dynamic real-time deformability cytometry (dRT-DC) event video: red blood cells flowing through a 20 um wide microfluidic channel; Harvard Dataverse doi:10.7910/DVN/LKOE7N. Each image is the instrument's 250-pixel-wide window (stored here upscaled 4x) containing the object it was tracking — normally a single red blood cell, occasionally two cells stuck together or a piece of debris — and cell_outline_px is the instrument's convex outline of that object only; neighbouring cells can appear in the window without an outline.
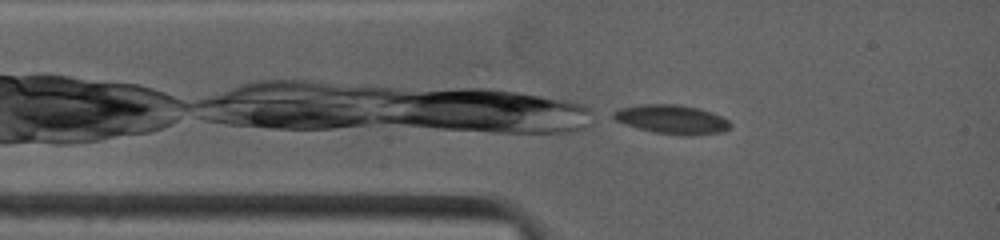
{"species": "common noctule bat (a hibernating species)", "species_latin": "Nyctalus noctula", "temperature_condition": "warm", "stored_images_in_passage": 43, "camera_frame_rate_fps": 4500, "um_per_image_px": 0.085, "animal": {"sex": "female", "body_mass_g": 19.0, "forearm_length_mm": 53.3}, "frame": {"image": 1, "passage_image": 1, "time_ms": 0.0, "image_size_px": [1000, 240], "cell_outline_px": [[732, 128], [724, 132], [692, 136], [684, 136], [656, 132], [624, 124], [616, 120], [612, 116], [612, 112], [620, 108], [640, 104], [676, 104], [700, 108], [712, 112], [728, 120], [732, 124]], "centroid_in_image_um": [57.16, 10.15], "position_along_channel_um": 27.8, "area_um2": 19.94}}
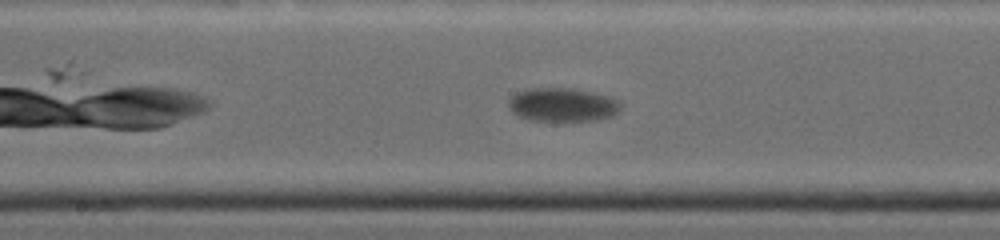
{"frame": {"image": 2, "passage_image": 14, "time_ms": 5.111, "image_size_px": [1000, 240], "cell_outline_px": [[620, 112], [612, 116], [596, 120], [528, 120], [512, 112], [508, 104], [508, 100], [516, 92], [528, 88], [572, 88], [592, 92], [608, 96], [616, 100], [620, 104]], "centroid_in_image_um": [47.8, 8.89], "position_along_channel_um": 200.4, "area_um2": 21.91}}
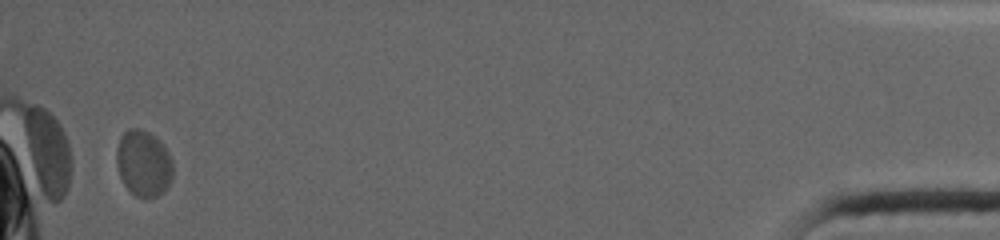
{"frame": {"image": 3, "passage_image": 39, "time_ms": 15.333, "image_size_px": [1000, 240], "cell_outline_px": [[172, 180], [168, 188], [164, 192], [156, 196], [136, 196], [124, 184], [120, 176], [116, 160], [116, 152], [120, 136], [128, 128], [140, 128], [156, 136], [160, 140], [168, 152], [172, 160]], "centroid_in_image_um": [12.21, 13.85], "position_along_channel_um": 423.0, "area_um2": 21.79}}